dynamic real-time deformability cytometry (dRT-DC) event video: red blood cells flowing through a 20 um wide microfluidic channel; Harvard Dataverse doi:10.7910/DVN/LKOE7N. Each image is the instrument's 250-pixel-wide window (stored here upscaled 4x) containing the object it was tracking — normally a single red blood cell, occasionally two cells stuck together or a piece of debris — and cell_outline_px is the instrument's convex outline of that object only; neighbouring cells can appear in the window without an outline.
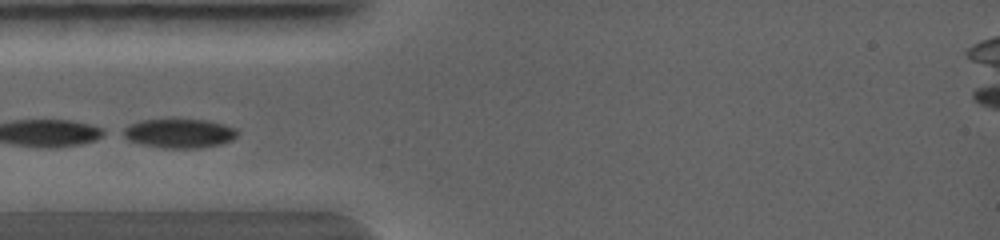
{"species": "common noctule bat (a hibernating species)", "species_latin": "Nyctalus noctula", "temperature_condition": "warm", "stored_images_in_passage": 5, "camera_frame_rate_fps": 5000, "um_per_image_px": 0.085, "animal": {"sex": "female", "body_mass_g": 19.0, "forearm_length_mm": 56.7}, "frame": {"image": 1, "passage_image": 1, "time_ms": 0.0, "image_size_px": [1000, 240], "cell_outline_px": [[240, 132], [232, 140], [220, 144], [200, 148], [164, 148], [144, 144], [128, 140], [116, 132], [120, 128], [128, 124], [140, 120], [172, 116], [208, 120], [224, 124], [236, 128]], "centroid_in_image_um": [15.15, 11.27], "position_along_channel_um": 69.8, "area_um2": 20.69}}